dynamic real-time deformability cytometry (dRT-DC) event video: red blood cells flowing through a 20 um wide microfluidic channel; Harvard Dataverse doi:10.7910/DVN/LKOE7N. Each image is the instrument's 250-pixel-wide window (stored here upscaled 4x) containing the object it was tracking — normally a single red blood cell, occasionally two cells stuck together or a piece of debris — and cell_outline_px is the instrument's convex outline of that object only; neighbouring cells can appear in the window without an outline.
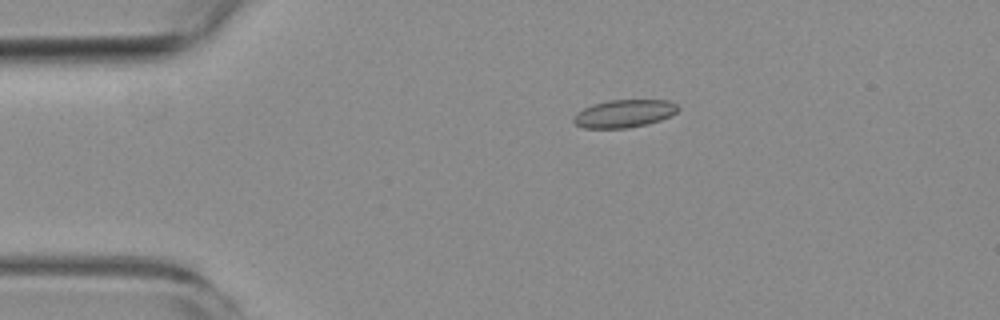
{"species": "common noctule bat (a hibernating species)", "species_latin": "Nyctalus noctula", "temperature_condition": "room temperature", "stored_images_in_passage": 3, "camera_frame_rate_fps": 3000, "um_per_image_px": 0.085, "animal": {"sex": "female", "body_mass_g": 19.3, "forearm_length_mm": 54.1}, "frame": {"image": 1, "passage_image": 1, "time_ms": 0.0, "image_size_px": [1000, 320], "cell_outline_px": [[680, 108], [676, 112], [660, 120], [628, 128], [584, 128], [576, 124], [572, 120], [572, 116], [584, 108], [592, 104], [608, 100], [668, 100], [676, 104]], "centroid_in_image_um": [53.02, 9.64], "position_along_channel_um": 32.0, "area_um2": 16.82}}
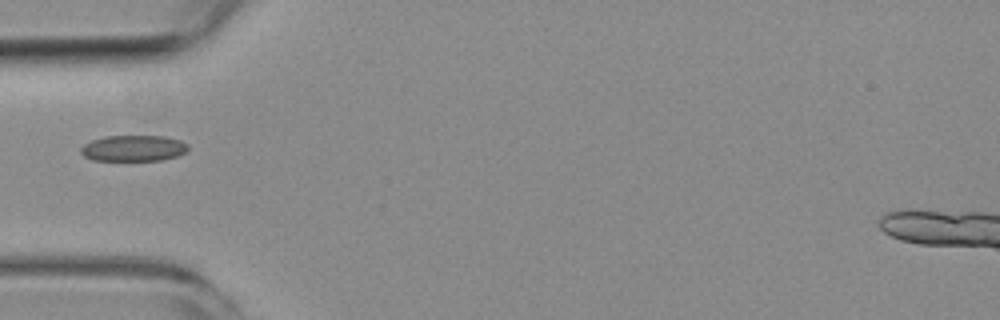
{"frame": {"image": 2, "passage_image": 3, "time_ms": 2.333, "image_size_px": [1000, 320], "cell_outline_px": [[188, 148], [184, 152], [176, 156], [160, 160], [92, 160], [84, 156], [80, 152], [80, 148], [84, 144], [92, 140], [104, 136], [164, 136], [180, 140], [188, 144]], "centroid_in_image_um": [11.32, 12.59], "position_along_channel_um": 73.7, "area_um2": 16.18}}